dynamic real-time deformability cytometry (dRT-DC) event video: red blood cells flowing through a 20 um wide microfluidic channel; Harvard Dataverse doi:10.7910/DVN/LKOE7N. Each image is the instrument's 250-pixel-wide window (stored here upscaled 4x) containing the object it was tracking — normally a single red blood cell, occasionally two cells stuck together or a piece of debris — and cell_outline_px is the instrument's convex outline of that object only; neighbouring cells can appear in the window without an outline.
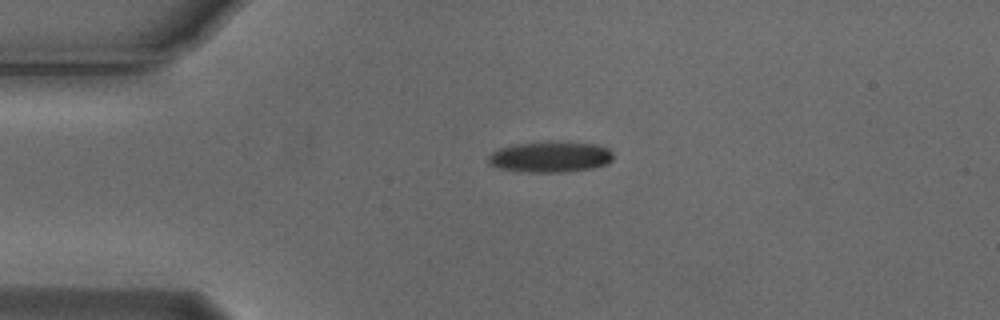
{"species": "Egyptian fruit bat (a non-hibernating species)", "species_latin": "Rousettus aegyptiacus", "temperature_condition": "cold", "stored_images_in_passage": 35, "camera_frame_rate_fps": 3000, "um_per_image_px": 0.085, "animal": {"sex": "male"}, "frame": {"image": 1, "passage_image": 1, "time_ms": 0.0, "image_size_px": [1000, 320], "cell_outline_px": [[612, 160], [604, 164], [592, 168], [564, 172], [528, 172], [500, 168], [488, 164], [488, 156], [492, 152], [500, 148], [512, 144], [548, 140], [568, 140], [596, 144], [608, 148], [612, 152]], "centroid_in_image_um": [46.77, 13.29], "position_along_channel_um": 38.2, "area_um2": 23.0}}
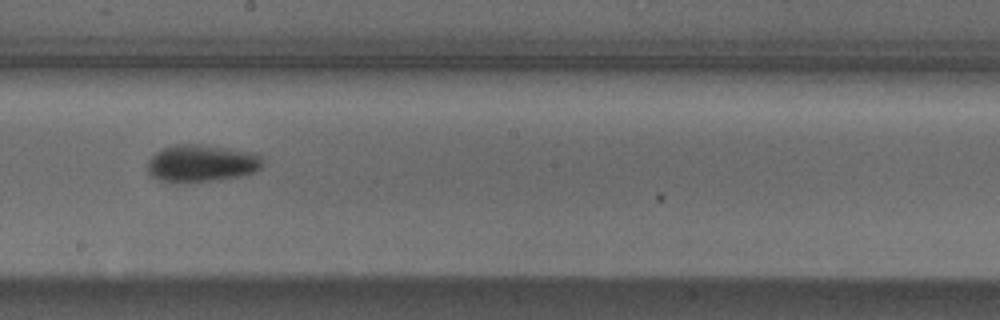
{"frame": {"image": 2, "passage_image": 19, "time_ms": 6.0, "image_size_px": [1000, 320], "cell_outline_px": [[260, 168], [252, 172], [240, 176], [212, 180], [160, 180], [152, 176], [148, 172], [148, 160], [160, 148], [176, 144], [200, 144], [256, 152], [260, 156]], "centroid_in_image_um": [17.12, 13.83], "position_along_channel_um": 231.1, "area_um2": 24.33}}
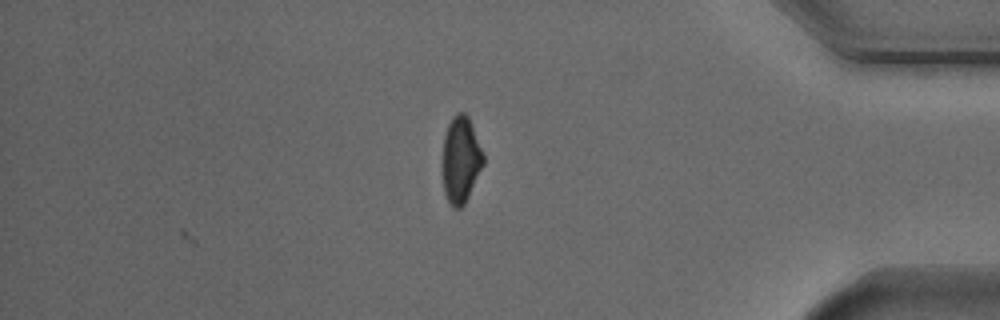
{"frame": {"image": 3, "passage_image": 35, "time_ms": 11.333, "image_size_px": [1000, 320], "cell_outline_px": [[484, 164], [464, 204], [460, 208], [452, 208], [444, 192], [444, 136], [448, 124], [452, 116], [460, 112], [464, 112], [468, 116], [484, 156]], "centroid_in_image_um": [39.18, 13.57], "position_along_channel_um": 396.0, "area_um2": 20.06}, "authors_computed_cell_mechanics": {"area_um2": 23.0622, "velocity_mm_per_s": 3.7304, "shape_relaxation_time_tau1_ms": 2.998, "shape_relaxation_time_tau2_ms": null, "deformation_change_tau1": 0.1004, "deformation_change_tau2": null}}